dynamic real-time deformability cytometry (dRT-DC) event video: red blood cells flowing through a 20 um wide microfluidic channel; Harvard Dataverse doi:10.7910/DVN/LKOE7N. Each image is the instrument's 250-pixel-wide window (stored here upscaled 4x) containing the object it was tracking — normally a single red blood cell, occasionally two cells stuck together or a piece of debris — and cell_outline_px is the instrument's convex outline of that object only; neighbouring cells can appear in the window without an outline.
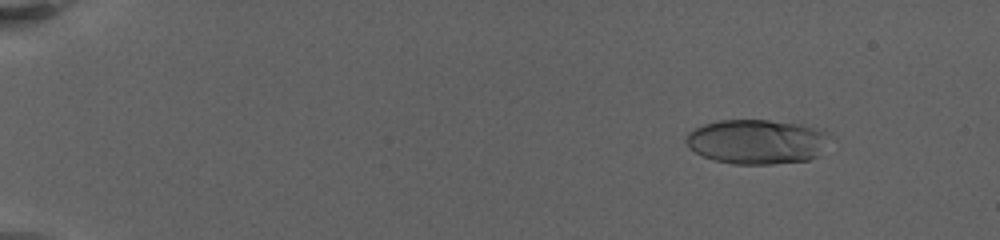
{"species": "human", "species_latin": "Homo sapiens", "temperature_condition": "warm", "stored_images_in_passage": 103, "camera_frame_rate_fps": 3000, "um_per_image_px": 0.085, "donor": {"sex": "female"}, "frame": {"image": 1, "passage_image": 16, "time_ms": 2.667, "image_size_px": [1000, 240], "cell_outline_px": [[832, 136], [816, 156], [808, 160], [772, 164], [732, 164], [712, 160], [688, 148], [684, 140], [688, 132], [704, 124], [720, 120], [768, 120], [800, 124], [824, 128], [832, 132]], "centroid_in_image_um": [64.36, 12.03], "position_along_channel_um": 20.6, "area_um2": 37.8}}
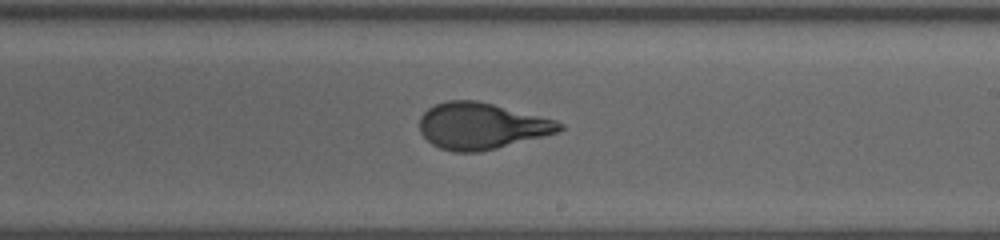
{"frame": {"image": 2, "passage_image": 72, "time_ms": 14.333, "image_size_px": [1000, 240], "cell_outline_px": [[564, 128], [556, 132], [544, 136], [480, 152], [452, 152], [440, 148], [432, 144], [420, 132], [420, 116], [428, 108], [436, 104], [448, 100], [476, 100], [556, 120], [564, 124]], "centroid_in_image_um": [40.9, 10.71], "position_along_channel_um": 248.1, "area_um2": 37.57}}
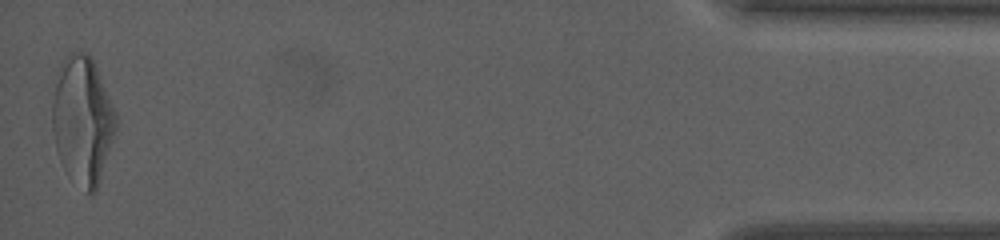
{"frame": {"image": 3, "passage_image": 103, "time_ms": 22.667, "image_size_px": [1000, 240], "cell_outline_px": [[116, 128], [96, 192], [88, 192], [60, 160], [56, 148], [52, 128], [52, 100], [60, 64], [68, 52], [88, 52], [92, 56], [116, 116]], "centroid_in_image_um": [7.0, 10.12], "position_along_channel_um": 428.2, "area_um2": 46.18}, "authors_computed_cell_mechanics": {"area_um2": 37.57, "velocity_mm_per_s": 3.0858, "shape_relaxation_time_tau1_ms": 6.2475, "shape_relaxation_time_tau2_ms": 0.9948, "deformation_change_tau1": 0.251, "deformation_change_tau2": 0.0798}}